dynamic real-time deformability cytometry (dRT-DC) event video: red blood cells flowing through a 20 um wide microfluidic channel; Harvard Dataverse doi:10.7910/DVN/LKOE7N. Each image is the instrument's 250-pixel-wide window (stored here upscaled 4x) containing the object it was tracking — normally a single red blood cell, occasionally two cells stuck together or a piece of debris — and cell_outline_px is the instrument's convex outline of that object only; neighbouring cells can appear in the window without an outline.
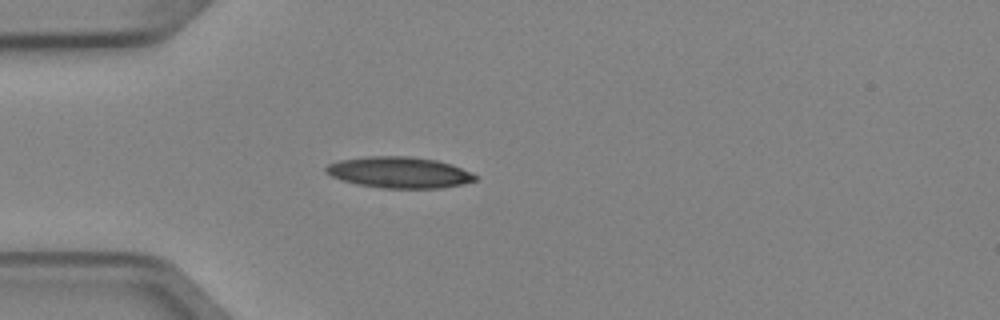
{"species": "Egyptian fruit bat (a non-hibernating species)", "species_latin": "Rousettus aegyptiacus", "temperature_condition": "cold", "stored_images_in_passage": 4, "camera_frame_rate_fps": 3000, "um_per_image_px": 0.085, "animal": {"sex": "female"}, "frame": {"image": 1, "passage_image": 4, "time_ms": 1.0, "image_size_px": [1000, 320], "cell_outline_px": [[480, 176], [476, 180], [464, 184], [440, 188], [380, 188], [356, 184], [340, 180], [332, 176], [324, 168], [328, 164], [340, 160], [368, 156], [408, 156], [436, 160], [452, 164]], "centroid_in_image_um": [33.96, 14.66], "position_along_channel_um": 51.0, "area_um2": 27.22}}